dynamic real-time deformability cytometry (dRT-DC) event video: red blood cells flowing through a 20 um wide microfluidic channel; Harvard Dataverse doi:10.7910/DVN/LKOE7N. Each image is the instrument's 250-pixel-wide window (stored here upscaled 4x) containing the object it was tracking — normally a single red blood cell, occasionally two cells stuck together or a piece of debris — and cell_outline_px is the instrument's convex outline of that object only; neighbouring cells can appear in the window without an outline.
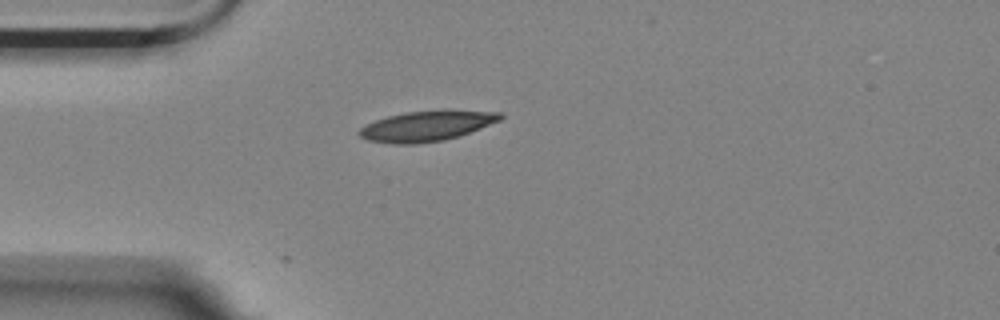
{"species": "Egyptian fruit bat (a non-hibernating species)", "species_latin": "Rousettus aegyptiacus", "temperature_condition": "room temperature", "stored_images_in_passage": 4, "camera_frame_rate_fps": 3000, "um_per_image_px": 0.085, "animal": {"sex": "female"}, "frame": {"image": 1, "passage_image": 1, "time_ms": 0.0, "image_size_px": [1000, 320], "cell_outline_px": [[504, 116], [500, 120], [460, 136], [444, 140], [416, 144], [392, 144], [368, 140], [360, 136], [356, 132], [360, 128], [376, 120], [388, 116], [404, 112], [440, 108], [448, 108], [500, 112]], "centroid_in_image_um": [36.31, 10.67], "position_along_channel_um": 48.7, "area_um2": 25.55}}